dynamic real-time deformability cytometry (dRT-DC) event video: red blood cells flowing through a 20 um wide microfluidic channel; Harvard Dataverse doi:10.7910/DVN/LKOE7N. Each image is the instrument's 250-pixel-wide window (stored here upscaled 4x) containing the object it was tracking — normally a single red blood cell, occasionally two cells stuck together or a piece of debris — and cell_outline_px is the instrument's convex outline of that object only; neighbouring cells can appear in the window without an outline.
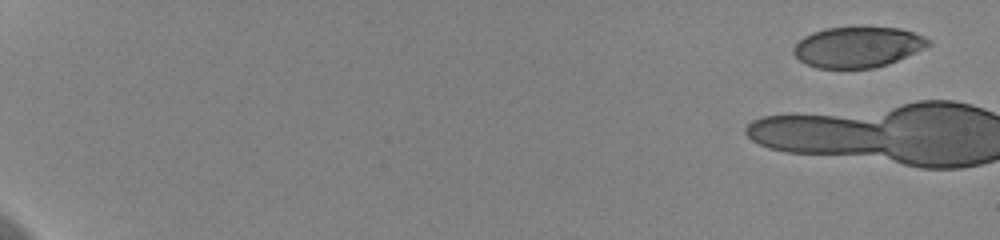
{"species": "human", "species_latin": "Homo sapiens", "temperature_condition": "cold", "stored_images_in_passage": 3, "camera_frame_rate_fps": 3000, "um_per_image_px": 0.085, "donor": {"sex": "female"}, "frame": {"image": 1, "passage_image": 1, "time_ms": 0.0, "image_size_px": [1000, 240], "cell_outline_px": [[932, 44], [924, 48], [888, 64], [872, 68], [816, 68], [804, 64], [792, 52], [792, 48], [804, 36], [812, 32], [824, 28], [900, 28], [924, 36], [932, 40]], "centroid_in_image_um": [72.89, 4.01], "position_along_channel_um": 12.1, "area_um2": 31.79}}